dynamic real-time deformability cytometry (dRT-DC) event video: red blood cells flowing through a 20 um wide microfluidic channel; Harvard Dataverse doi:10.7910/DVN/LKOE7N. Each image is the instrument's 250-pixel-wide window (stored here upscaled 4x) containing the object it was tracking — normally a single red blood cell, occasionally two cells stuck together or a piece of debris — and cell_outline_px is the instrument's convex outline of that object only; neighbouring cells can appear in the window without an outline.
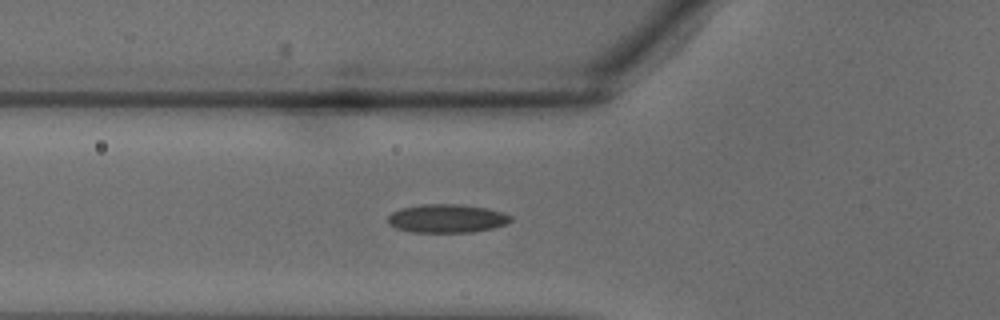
{"species": "common noctule bat (a hibernating species)", "species_latin": "Nyctalus noctula", "temperature_condition": "warm", "stored_images_in_passage": 32, "camera_frame_rate_fps": 3000, "um_per_image_px": 0.085, "animal": {"sex": "male", "body_mass_g": 18.8}, "frame": {"image": 1, "passage_image": 9, "time_ms": 2.667, "image_size_px": [1000, 320], "cell_outline_px": [[512, 220], [504, 224], [492, 228], [472, 232], [412, 232], [396, 228], [388, 224], [388, 216], [392, 212], [400, 208], [420, 204], [460, 204], [484, 208], [504, 212], [512, 216]], "centroid_in_image_um": [37.96, 18.56], "position_along_channel_um": 87.8, "area_um2": 20.4}}
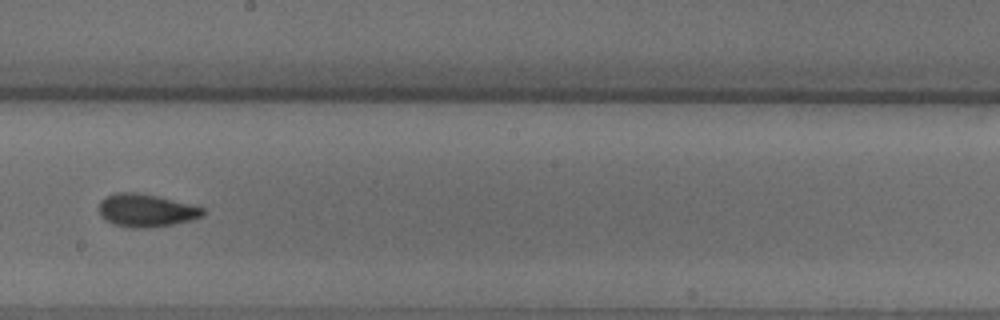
{"frame": {"image": 2, "passage_image": 17, "time_ms": 5.333, "image_size_px": [1000, 320], "cell_outline_px": [[204, 212], [200, 216], [192, 220], [172, 224], [144, 228], [132, 228], [116, 224], [100, 216], [100, 200], [116, 192], [136, 192], [156, 196], [204, 208]], "centroid_in_image_um": [12.4, 17.88], "position_along_channel_um": 235.8, "area_um2": 19.42}}
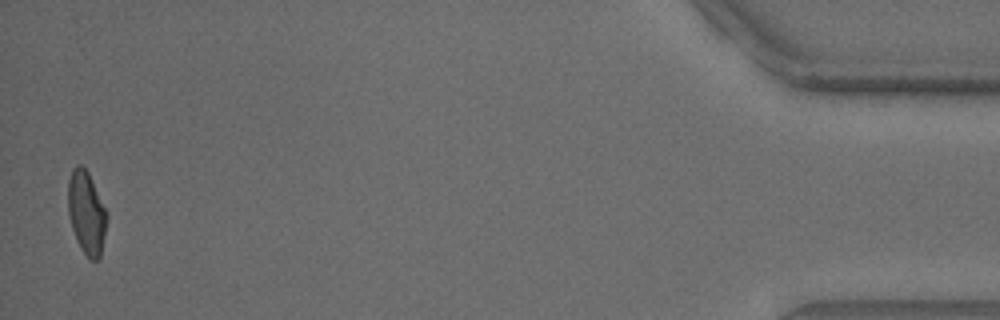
{"frame": {"image": 3, "passage_image": 32, "time_ms": 10.333, "image_size_px": [1000, 320], "cell_outline_px": [[108, 216], [100, 256], [96, 260], [92, 260], [80, 248], [72, 228], [68, 216], [68, 180], [72, 168], [76, 164], [80, 164], [88, 172], [108, 212]], "centroid_in_image_um": [7.35, 18.04], "position_along_channel_um": 427.9, "area_um2": 18.79}}